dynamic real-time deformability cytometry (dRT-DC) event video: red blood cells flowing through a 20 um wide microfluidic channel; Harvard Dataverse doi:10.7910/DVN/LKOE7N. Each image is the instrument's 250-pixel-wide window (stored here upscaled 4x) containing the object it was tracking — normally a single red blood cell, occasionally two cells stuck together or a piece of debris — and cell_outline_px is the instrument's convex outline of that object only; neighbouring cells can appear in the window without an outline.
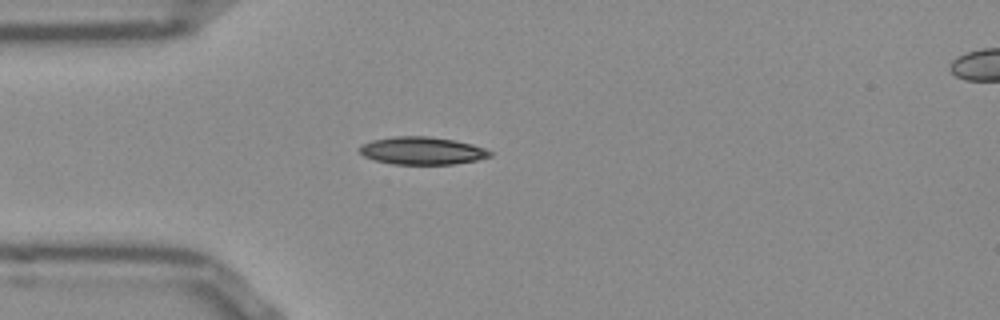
{"species": "Egyptian fruit bat (a non-hibernating species)", "species_latin": "Rousettus aegyptiacus", "temperature_condition": "room temperature", "stored_images_in_passage": 45, "camera_frame_rate_fps": 3000, "um_per_image_px": 0.085, "frame": {"image": 1, "passage_image": 7, "time_ms": 2.0, "image_size_px": [1000, 320], "cell_outline_px": [[492, 156], [476, 160], [452, 164], [392, 164], [376, 160], [364, 156], [356, 148], [360, 144], [372, 140], [396, 136], [428, 136], [452, 140], [472, 144], [484, 148], [492, 152]], "centroid_in_image_um": [35.84, 12.81], "position_along_channel_um": 49.2, "area_um2": 20.98}}
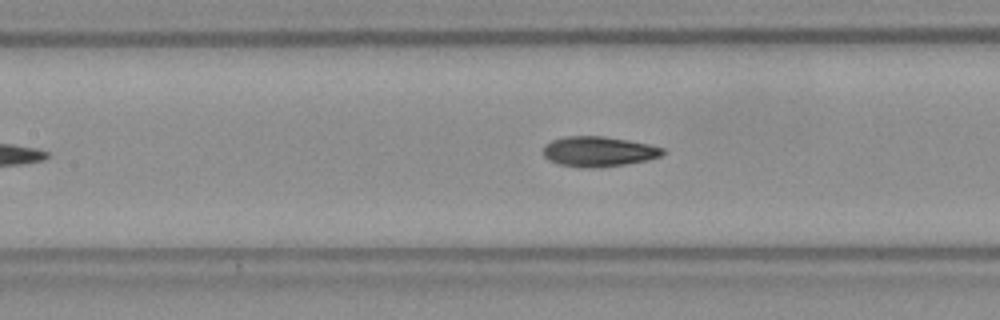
{"frame": {"image": 2, "passage_image": 16, "time_ms": 5.0, "image_size_px": [1000, 320], "cell_outline_px": [[668, 152], [660, 156], [648, 160], [600, 168], [580, 168], [560, 164], [548, 160], [544, 156], [544, 144], [552, 140], [564, 136], [604, 136], [628, 140], [648, 144], [664, 148]], "centroid_in_image_um": [50.88, 12.88], "position_along_channel_um": 156.5, "area_um2": 21.21}}
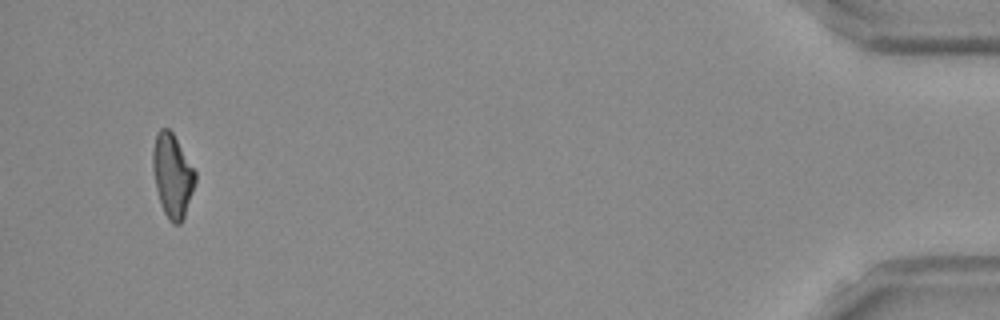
{"frame": {"image": 3, "passage_image": 43, "time_ms": 14.0, "image_size_px": [1000, 320], "cell_outline_px": [[196, 180], [184, 216], [180, 224], [172, 224], [168, 220], [160, 204], [156, 188], [152, 168], [152, 152], [156, 132], [160, 128], [168, 128], [172, 132], [196, 172]], "centroid_in_image_um": [14.63, 14.92], "position_along_channel_um": 420.6, "area_um2": 20.58}, "authors_computed_cell_mechanics": {"area_um2": 20.6924, "velocity_mm_per_s": 3.8591, "shape_relaxation_time_tau1_ms": 5.55, "shape_relaxation_time_tau2_ms": 2.7004, "deformation_change_tau1": 0.1732, "deformation_change_tau2": 0.0815}}